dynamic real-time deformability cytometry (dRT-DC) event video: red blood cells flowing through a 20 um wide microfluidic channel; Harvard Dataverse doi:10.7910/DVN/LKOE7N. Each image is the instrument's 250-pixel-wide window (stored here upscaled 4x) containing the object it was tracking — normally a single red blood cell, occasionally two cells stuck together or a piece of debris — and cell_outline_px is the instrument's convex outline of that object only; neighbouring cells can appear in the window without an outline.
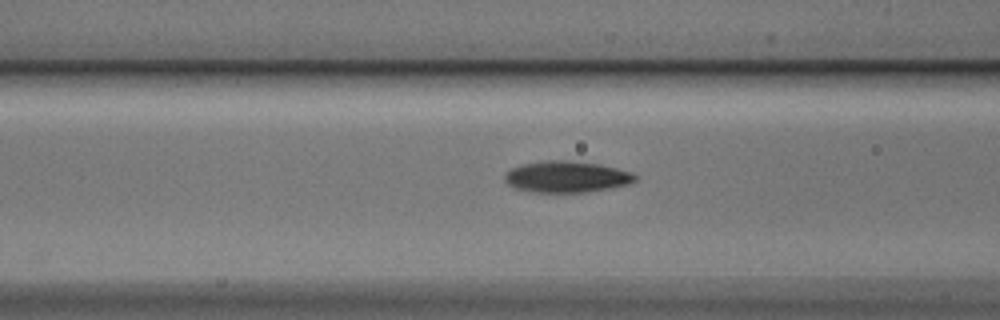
{"species": "Egyptian fruit bat (a non-hibernating species)", "species_latin": "Rousettus aegyptiacus", "temperature_condition": "cold", "stored_images_in_passage": 22, "camera_frame_rate_fps": 3000, "um_per_image_px": 0.085, "animal": {"sex": "male"}, "frame": {"image": 1, "passage_image": 7, "time_ms": 2.0, "image_size_px": [1000, 320], "cell_outline_px": [[636, 180], [628, 184], [612, 188], [584, 192], [536, 192], [516, 188], [508, 184], [504, 180], [504, 176], [512, 168], [520, 164], [544, 160], [568, 160], [600, 164], [632, 172], [636, 176]], "centroid_in_image_um": [48.16, 15.01], "position_along_channel_um": 118.4, "area_um2": 23.81}}
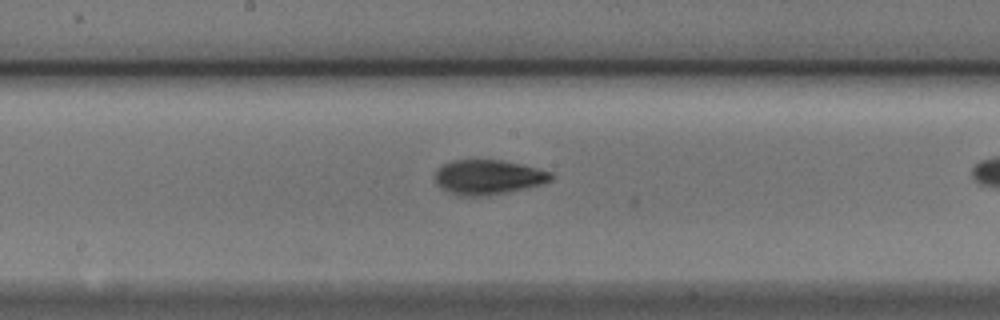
{"frame": {"image": 2, "passage_image": 14, "time_ms": 4.333, "image_size_px": [1000, 320], "cell_outline_px": [[552, 180], [544, 184], [528, 188], [488, 196], [456, 196], [440, 188], [436, 184], [436, 172], [444, 164], [452, 160], [500, 160], [520, 164], [552, 172]], "centroid_in_image_um": [41.5, 15.08], "position_along_channel_um": 206.7, "area_um2": 23.58}}
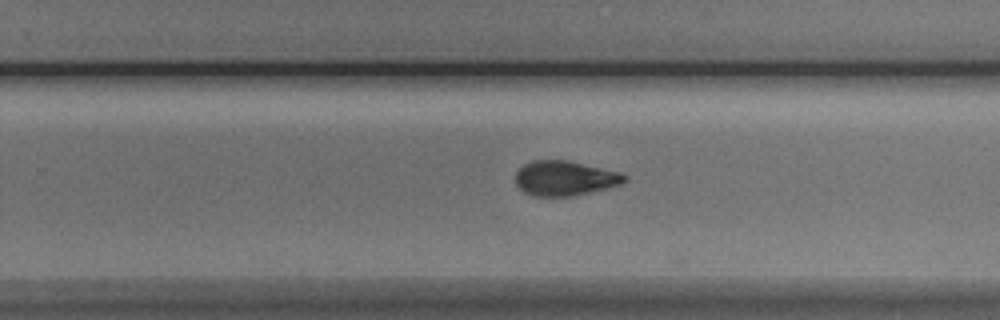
{"frame": {"image": 3, "passage_image": 20, "time_ms": 6.333, "image_size_px": [1000, 320], "cell_outline_px": [[628, 180], [620, 184], [608, 188], [576, 196], [532, 196], [524, 192], [516, 184], [516, 172], [524, 164], [532, 160], [568, 160], [620, 172], [628, 176]], "centroid_in_image_um": [48.03, 15.15], "position_along_channel_um": 281.8, "area_um2": 22.31}}